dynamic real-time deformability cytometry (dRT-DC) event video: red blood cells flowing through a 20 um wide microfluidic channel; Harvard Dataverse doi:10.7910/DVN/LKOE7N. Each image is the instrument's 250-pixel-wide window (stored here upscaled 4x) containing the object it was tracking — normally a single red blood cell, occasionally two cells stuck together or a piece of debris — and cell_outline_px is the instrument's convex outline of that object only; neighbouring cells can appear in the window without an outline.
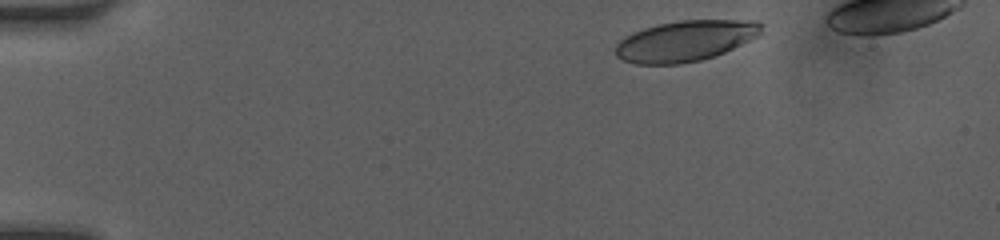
{"species": "human", "species_latin": "Homo sapiens", "temperature_condition": "room temperature", "stored_images_in_passage": 39, "camera_frame_rate_fps": 3000, "um_per_image_px": 0.085, "donor": {"sex": "female"}, "frame": {"image": 1, "passage_image": 3, "time_ms": 0.667, "image_size_px": [1000, 240], "cell_outline_px": [[764, 24], [760, 32], [756, 36], [724, 52], [700, 60], [680, 64], [636, 64], [624, 60], [616, 56], [616, 44], [624, 36], [632, 32], [644, 28], [660, 24], [680, 20], [756, 20]], "centroid_in_image_um": [58.23, 3.47], "position_along_channel_um": 26.8, "area_um2": 34.39}}
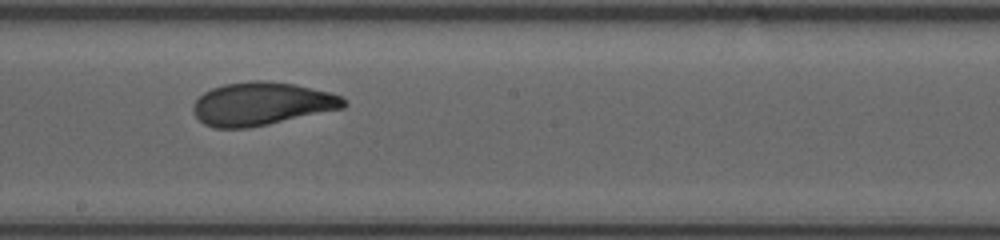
{"frame": {"image": 2, "passage_image": 24, "time_ms": 7.667, "image_size_px": [1000, 240], "cell_outline_px": [[348, 104], [344, 108], [268, 124], [248, 128], [212, 128], [204, 124], [192, 112], [192, 104], [204, 92], [212, 88], [224, 84], [248, 80], [264, 80], [296, 84], [328, 92], [340, 96], [348, 100]], "centroid_in_image_um": [22.23, 8.82], "position_along_channel_um": 226.0, "area_um2": 38.03}}
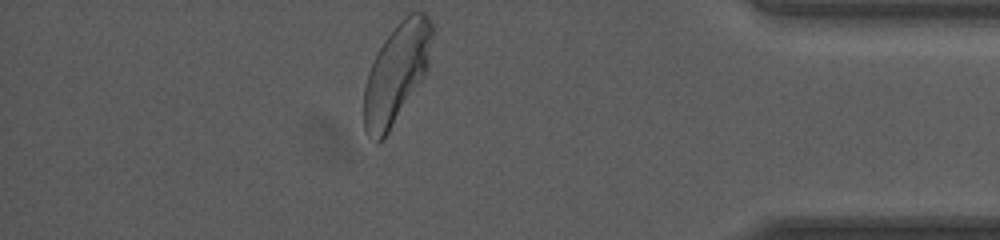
{"frame": {"image": 3, "passage_image": 39, "time_ms": 12.667, "image_size_px": [1000, 240], "cell_outline_px": [[436, 32], [428, 68], [424, 76], [388, 132], [376, 144], [364, 132], [364, 88], [368, 72], [384, 40], [396, 24], [408, 12], [424, 12], [436, 24]], "centroid_in_image_um": [33.76, 6.14], "position_along_channel_um": 401.4, "area_um2": 39.88}, "authors_computed_cell_mechanics": {"area_um2": 37.5122, "velocity_mm_per_s": 4.1294, "shape_relaxation_time_tau1_ms": 3.542, "shape_relaxation_time_tau2_ms": 0.9761, "deformation_change_tau1": 0.1642, "deformation_change_tau2": 0.0648}}